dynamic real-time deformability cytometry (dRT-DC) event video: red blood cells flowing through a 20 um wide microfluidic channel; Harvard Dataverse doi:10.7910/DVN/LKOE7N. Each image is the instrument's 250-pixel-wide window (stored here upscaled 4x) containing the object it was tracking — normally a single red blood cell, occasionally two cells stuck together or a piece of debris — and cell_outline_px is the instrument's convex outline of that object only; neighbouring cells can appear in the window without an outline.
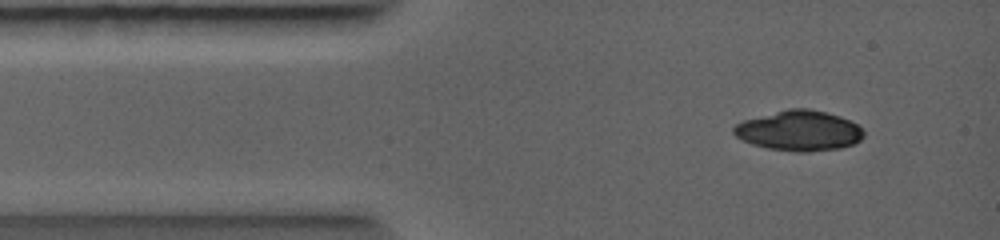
{"species": "common noctule bat (a hibernating species)", "species_latin": "Nyctalus noctula", "temperature_condition": "warm", "stored_images_in_passage": 2, "camera_frame_rate_fps": 5000, "um_per_image_px": 0.085, "animal": {"sex": "female", "body_mass_g": 19.0, "forearm_length_mm": 56.7}, "frame": {"image": 1, "passage_image": 1, "time_ms": 0.0, "image_size_px": [1000, 240], "cell_outline_px": [[864, 136], [856, 144], [840, 148], [808, 152], [796, 152], [768, 148], [752, 144], [740, 140], [732, 132], [732, 128], [736, 124], [744, 120], [788, 108], [808, 108], [840, 116], [856, 124], [864, 132]], "centroid_in_image_um": [67.91, 11.12], "position_along_channel_um": 17.1, "area_um2": 30.52}}